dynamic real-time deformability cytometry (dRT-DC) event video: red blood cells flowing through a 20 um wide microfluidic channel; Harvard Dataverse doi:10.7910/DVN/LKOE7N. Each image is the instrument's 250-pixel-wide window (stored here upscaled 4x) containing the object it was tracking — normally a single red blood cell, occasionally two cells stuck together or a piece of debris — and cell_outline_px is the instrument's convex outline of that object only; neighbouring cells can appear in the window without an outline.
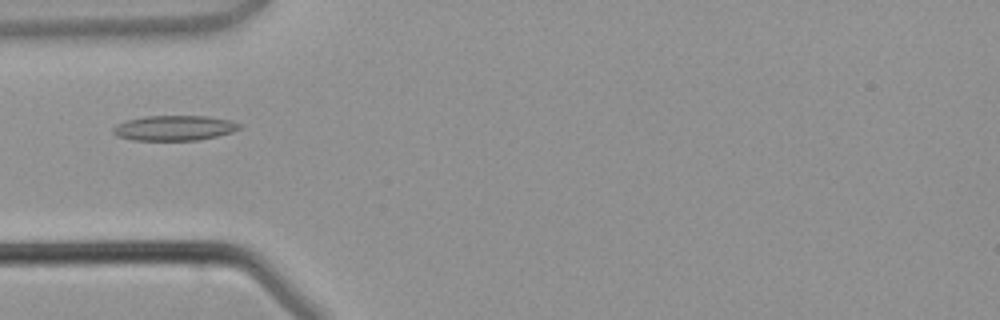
{"species": "common noctule bat (a hibernating species)", "species_latin": "Nyctalus noctula", "temperature_condition": "warm", "stored_images_in_passage": 4, "camera_frame_rate_fps": 3000, "um_per_image_px": 0.085, "animal": {"sex": "male", "body_mass_g": 21.5, "forearm_length_mm": 52.0}, "frame": {"image": 1, "passage_image": 4, "time_ms": 3.667, "image_size_px": [1000, 320], "cell_outline_px": [[240, 128], [232, 132], [216, 136], [196, 140], [132, 140], [116, 136], [112, 132], [112, 128], [116, 124], [124, 120], [144, 116], [208, 116], [228, 120], [240, 124]], "centroid_in_image_um": [14.74, 10.87], "position_along_channel_um": 70.3, "area_um2": 18.5}}